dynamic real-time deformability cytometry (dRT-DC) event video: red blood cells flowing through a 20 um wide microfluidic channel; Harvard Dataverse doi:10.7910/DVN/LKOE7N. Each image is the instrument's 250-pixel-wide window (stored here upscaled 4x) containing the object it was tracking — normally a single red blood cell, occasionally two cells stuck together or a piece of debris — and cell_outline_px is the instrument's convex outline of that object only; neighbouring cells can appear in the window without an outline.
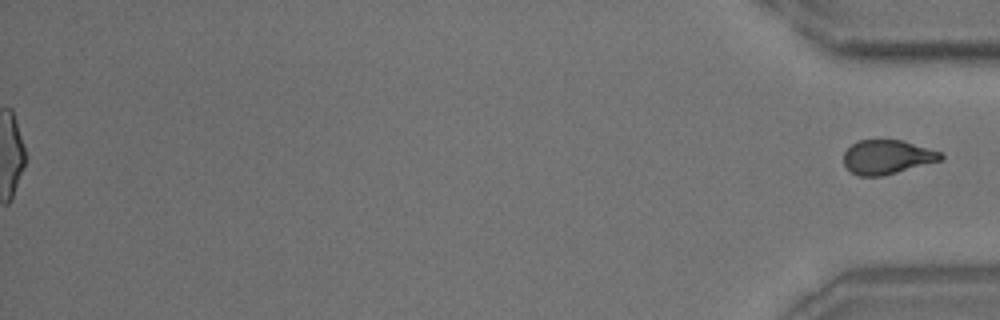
{"species": "common noctule bat (a hibernating species)", "species_latin": "Nyctalus noctula", "temperature_condition": "room temperature", "stored_images_in_passage": 58, "segment_of_instrument_passage": [2, 2], "camera_frame_rate_fps": 3000, "um_per_image_px": 0.085, "animal": {"sex": "male", "body_mass_g": 18.8}, "frame": {"image": 1, "passage_image": 58, "time_ms": 19.0, "image_size_px": [1000, 320], "cell_outline_px": [[944, 156], [940, 160], [896, 172], [880, 176], [860, 176], [852, 172], [844, 164], [844, 152], [852, 144], [860, 140], [900, 140], [940, 152]], "centroid_in_image_um": [75.36, 13.34], "position_along_channel_um": 359.8, "area_um2": 18.79}}